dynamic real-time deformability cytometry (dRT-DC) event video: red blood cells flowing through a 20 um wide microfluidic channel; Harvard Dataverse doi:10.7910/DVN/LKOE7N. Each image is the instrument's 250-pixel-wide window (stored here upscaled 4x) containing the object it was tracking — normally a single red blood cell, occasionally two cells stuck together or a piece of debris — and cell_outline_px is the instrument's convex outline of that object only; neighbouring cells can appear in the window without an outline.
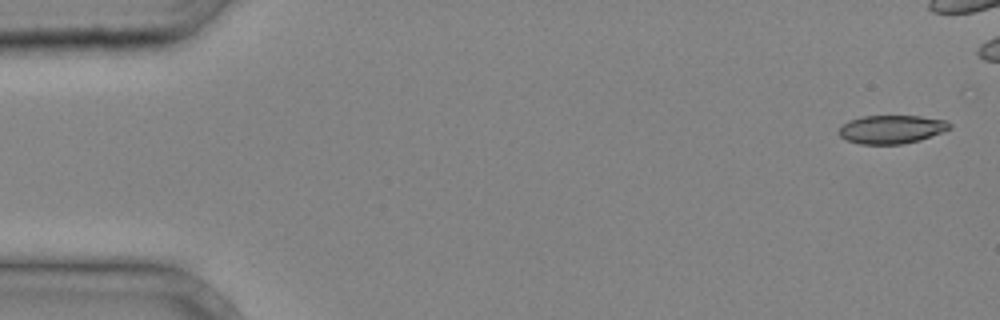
{"species": "common noctule bat (a hibernating species)", "species_latin": "Nyctalus noctula", "temperature_condition": "cold", "stored_images_in_passage": 7, "camera_frame_rate_fps": 3000, "um_per_image_px": 0.085, "animal": {"sex": "male", "body_mass_g": 20.4}, "frame": {"image": 1, "passage_image": 1, "time_ms": 0.0, "image_size_px": [1000, 320], "cell_outline_px": [[952, 128], [920, 140], [900, 144], [860, 144], [848, 140], [840, 136], [836, 132], [848, 120], [864, 116], [920, 116], [948, 120], [952, 124]], "centroid_in_image_um": [75.8, 10.98], "position_along_channel_um": 9.2, "area_um2": 18.38}}